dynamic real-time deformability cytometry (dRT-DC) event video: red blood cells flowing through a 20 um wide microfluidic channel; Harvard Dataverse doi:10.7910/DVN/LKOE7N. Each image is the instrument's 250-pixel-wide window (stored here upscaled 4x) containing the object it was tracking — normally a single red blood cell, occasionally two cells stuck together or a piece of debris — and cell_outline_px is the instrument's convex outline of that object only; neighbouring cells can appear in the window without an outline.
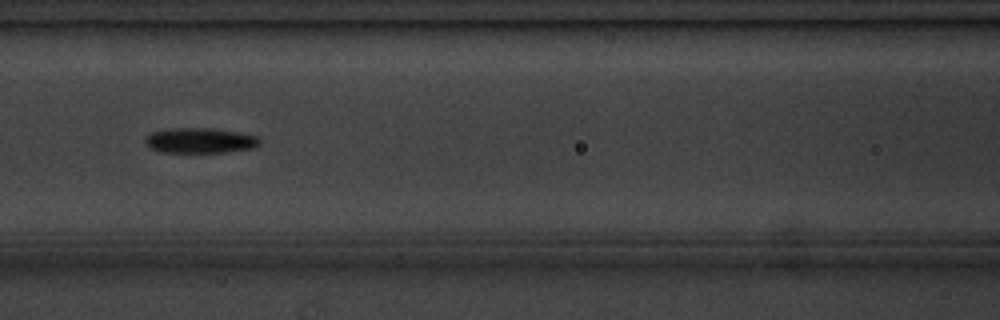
{"species": "common noctule bat (a hibernating species)", "species_latin": "Nyctalus noctula", "temperature_condition": "cold", "stored_images_in_passage": 7, "camera_frame_rate_fps": 3000, "um_per_image_px": 0.085, "animal": {"sex": "male", "body_mass_g": 20.1, "forearm_length_mm": 53.5}, "frame": {"image": 1, "passage_image": 4, "time_ms": 3.333, "image_size_px": [1000, 320], "cell_outline_px": [[260, 144], [252, 148], [224, 152], [160, 152], [152, 148], [144, 140], [152, 132], [172, 128], [212, 128], [260, 136]], "centroid_in_image_um": [17.04, 11.94], "position_along_channel_um": 149.6, "area_um2": 16.65}}
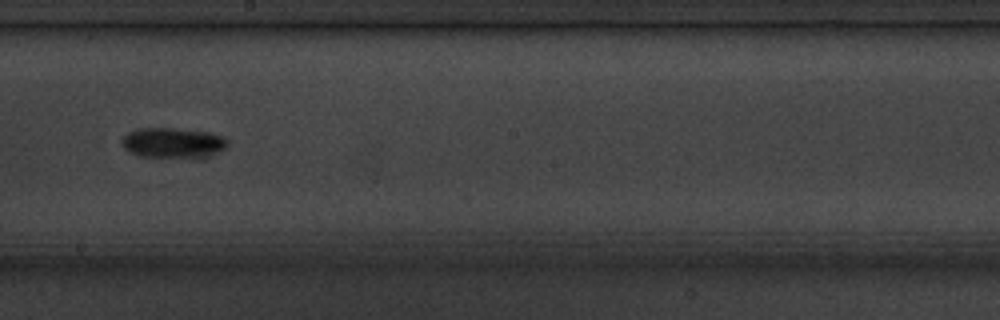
{"frame": {"image": 2, "passage_image": 6, "time_ms": 5.667, "image_size_px": [1000, 320], "cell_outline_px": [[228, 148], [220, 152], [204, 156], [140, 156], [124, 148], [120, 140], [128, 132], [140, 128], [172, 128], [204, 132], [224, 136], [228, 140]], "centroid_in_image_um": [14.71, 12.12], "position_along_channel_um": 233.5, "area_um2": 18.21}}